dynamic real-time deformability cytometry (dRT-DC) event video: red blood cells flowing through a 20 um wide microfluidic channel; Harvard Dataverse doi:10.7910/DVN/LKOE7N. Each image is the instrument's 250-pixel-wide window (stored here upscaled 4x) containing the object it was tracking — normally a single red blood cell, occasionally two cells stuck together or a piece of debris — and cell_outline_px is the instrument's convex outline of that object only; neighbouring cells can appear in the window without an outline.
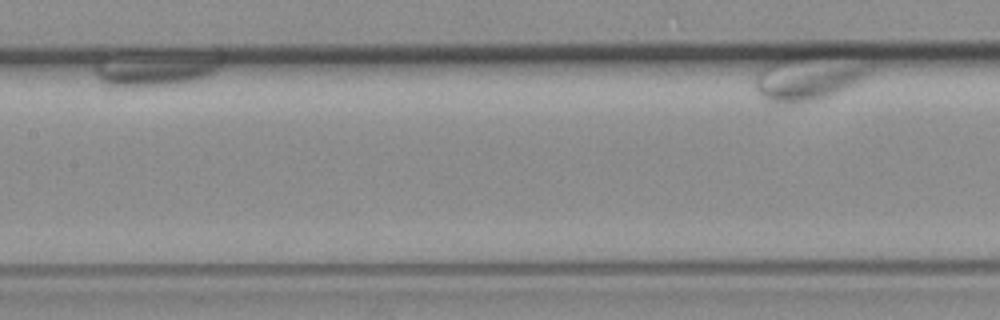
{"species": "common noctule bat (a hibernating species)", "species_latin": "Nyctalus noctula", "temperature_condition": "room temperature", "stored_images_in_passage": 9, "segment_of_instrument_passage": [2, 2], "camera_frame_rate_fps": 3000, "um_per_image_px": 0.085, "animal": {"sex": "female", "body_mass_g": 19.3, "forearm_length_mm": 54.1}, "frame": {"image": 1, "passage_image": 9, "time_ms": 10.333, "image_size_px": [1000, 320], "cell_outline_px": [[876, 64], [872, 72], [852, 88], [820, 100], [796, 104], [780, 104], [768, 100], [756, 88], [752, 80], [756, 72], [764, 64], [788, 52], [872, 60]], "centroid_in_image_um": [68.78, 6.55], "position_along_channel_um": 138.6, "area_um2": 32.43}}